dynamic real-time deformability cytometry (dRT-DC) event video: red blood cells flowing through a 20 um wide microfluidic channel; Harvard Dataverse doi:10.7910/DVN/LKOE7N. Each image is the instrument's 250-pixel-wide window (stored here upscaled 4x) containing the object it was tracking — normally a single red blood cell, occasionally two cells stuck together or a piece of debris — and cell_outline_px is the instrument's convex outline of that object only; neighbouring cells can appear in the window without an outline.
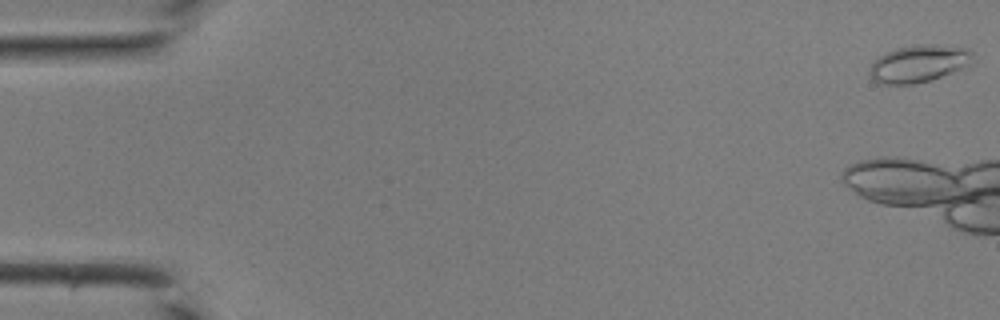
{"species": "common noctule bat (a hibernating species)", "species_latin": "Nyctalus noctula", "temperature_condition": "room temperature", "stored_images_in_passage": 8, "camera_frame_rate_fps": 3000, "um_per_image_px": 0.085, "animal": {"sex": "male", "body_mass_g": 19.0, "forearm_length_mm": 50.8}, "frame": {"image": 1, "passage_image": 1, "time_ms": 0.0, "image_size_px": [1000, 320], "cell_outline_px": [[972, 56], [968, 64], [952, 72], [932, 80], [912, 84], [876, 84], [872, 80], [868, 72], [872, 64], [884, 52], [896, 48], [916, 44], [932, 44], [968, 48], [972, 52]], "centroid_in_image_um": [78.03, 5.41], "position_along_channel_um": 7.0, "area_um2": 22.37}}